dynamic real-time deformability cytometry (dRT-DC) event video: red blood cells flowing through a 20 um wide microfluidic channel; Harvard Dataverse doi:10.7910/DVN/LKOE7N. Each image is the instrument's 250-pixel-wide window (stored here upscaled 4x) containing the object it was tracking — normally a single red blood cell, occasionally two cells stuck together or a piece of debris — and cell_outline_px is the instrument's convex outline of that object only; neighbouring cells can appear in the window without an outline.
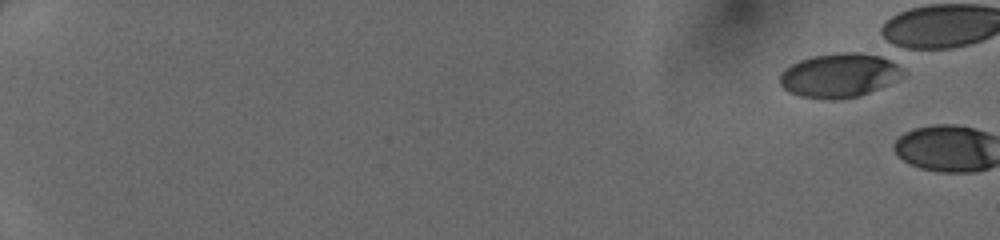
{"species": "human", "species_latin": "Homo sapiens", "temperature_condition": "cold", "stored_images_in_passage": 3, "camera_frame_rate_fps": 3000, "um_per_image_px": 0.085, "donor": {"sex": "female"}, "frame": {"image": 1, "passage_image": 1, "time_ms": 0.0, "image_size_px": [1000, 240], "cell_outline_px": [[908, 72], [904, 76], [880, 88], [860, 96], [840, 100], [824, 100], [800, 96], [788, 92], [780, 84], [780, 72], [792, 64], [800, 60], [812, 56], [840, 52], [860, 52], [880, 56], [904, 68]], "centroid_in_image_um": [71.36, 6.42], "position_along_channel_um": 13.6, "area_um2": 32.08}}